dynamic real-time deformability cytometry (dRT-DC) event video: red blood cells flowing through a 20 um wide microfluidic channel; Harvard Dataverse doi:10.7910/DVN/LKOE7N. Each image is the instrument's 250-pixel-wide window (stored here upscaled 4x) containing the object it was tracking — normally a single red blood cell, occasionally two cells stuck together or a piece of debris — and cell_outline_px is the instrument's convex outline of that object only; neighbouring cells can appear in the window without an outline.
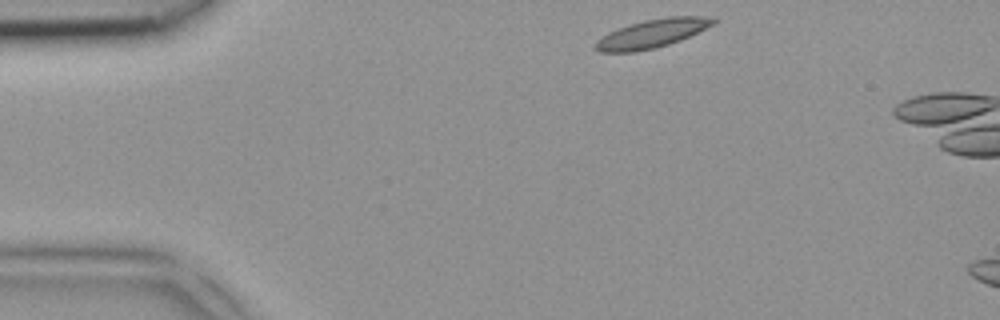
{"species": "common noctule bat (a hibernating species)", "species_latin": "Nyctalus noctula", "temperature_condition": "room temperature", "stored_images_in_passage": 3, "camera_frame_rate_fps": 3000, "um_per_image_px": 0.085, "animal": {"sex": "female", "body_mass_g": 18.4}, "frame": {"image": 1, "passage_image": 1, "time_ms": 0.0, "image_size_px": [1000, 320], "cell_outline_px": [[716, 24], [680, 40], [668, 44], [636, 52], [600, 52], [592, 48], [596, 40], [608, 32], [628, 24], [644, 20], [668, 16], [716, 16]], "centroid_in_image_um": [55.43, 2.83], "position_along_channel_um": 29.6, "area_um2": 19.83}}